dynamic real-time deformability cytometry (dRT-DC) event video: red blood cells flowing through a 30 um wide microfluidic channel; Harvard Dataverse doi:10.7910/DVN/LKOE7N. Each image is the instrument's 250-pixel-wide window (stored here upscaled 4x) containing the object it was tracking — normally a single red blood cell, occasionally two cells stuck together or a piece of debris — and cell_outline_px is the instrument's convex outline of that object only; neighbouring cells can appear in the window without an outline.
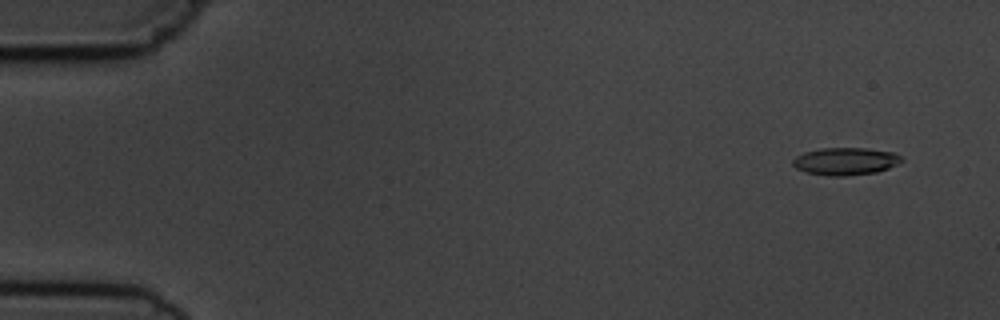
{"species": "common noctule bat (a hibernating species)", "species_latin": "Nyctalus noctula", "temperature_condition": "cold", "stored_images_in_passage": 9, "camera_frame_rate_fps": 3000, "um_per_image_px": 0.085, "animal": {"sex": "male", "body_mass_g": 19.5, "forearm_length_mm": 54.6}, "frame": {"image": 1, "passage_image": 1, "time_ms": 0.0, "image_size_px": [1000, 320], "cell_outline_px": [[904, 160], [888, 168], [876, 172], [844, 176], [828, 176], [804, 172], [796, 168], [792, 164], [792, 160], [796, 156], [804, 152], [820, 148], [868, 148], [896, 152]], "centroid_in_image_um": [71.85, 13.7], "position_along_channel_um": 13.2, "area_um2": 17.57}}
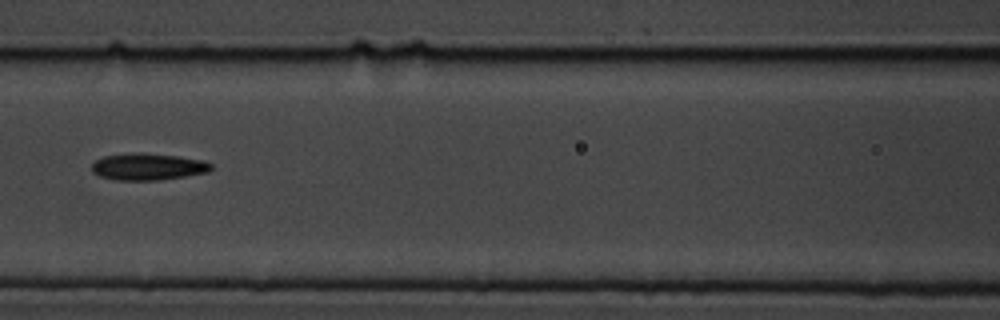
{"frame": {"image": 2, "passage_image": 7, "time_ms": 7.0, "image_size_px": [1000, 320], "cell_outline_px": [[212, 168], [208, 172], [160, 180], [116, 180], [100, 176], [92, 172], [92, 164], [96, 160], [104, 156], [132, 152], [136, 152], [176, 156], [204, 160], [212, 164]], "centroid_in_image_um": [12.56, 14.17], "position_along_channel_um": 154.0, "area_um2": 18.61}}
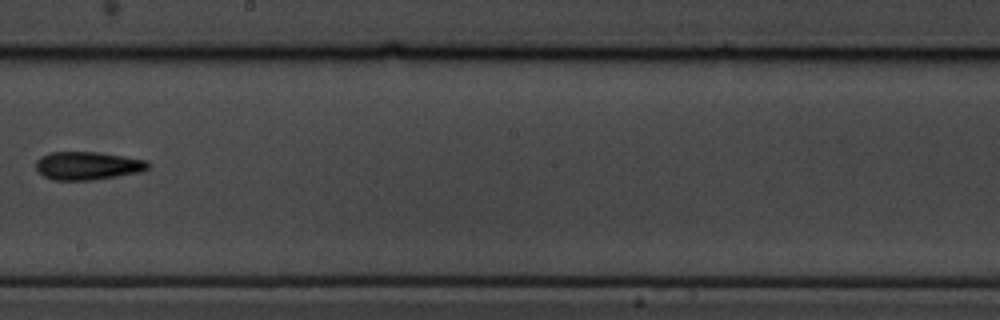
{"frame": {"image": 3, "passage_image": 9, "time_ms": 9.333, "image_size_px": [1000, 320], "cell_outline_px": [[148, 168], [140, 172], [92, 180], [52, 180], [44, 176], [36, 168], [36, 160], [40, 156], [48, 152], [100, 152], [148, 160]], "centroid_in_image_um": [7.43, 14.07], "position_along_channel_um": 240.8, "area_um2": 18.44}}